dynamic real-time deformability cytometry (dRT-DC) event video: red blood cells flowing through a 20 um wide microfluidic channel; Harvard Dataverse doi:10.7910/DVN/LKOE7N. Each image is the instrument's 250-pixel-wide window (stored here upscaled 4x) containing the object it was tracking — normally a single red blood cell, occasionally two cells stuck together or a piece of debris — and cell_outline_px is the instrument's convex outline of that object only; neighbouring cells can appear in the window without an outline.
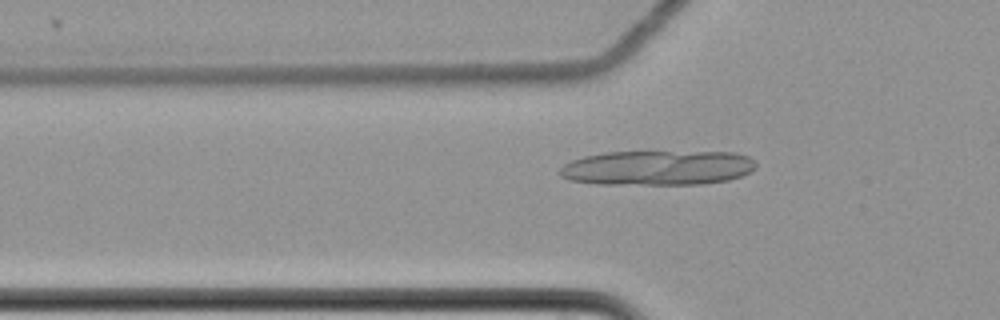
{"species": "common noctule bat (a hibernating species)", "species_latin": "Nyctalus noctula", "temperature_condition": "cold", "stored_images_in_passage": 47, "camera_frame_rate_fps": 3000, "um_per_image_px": 0.085, "animal": {"sex": "female", "body_mass_g": 22.7, "forearm_length_mm": 54.2}, "frame": {"image": 1, "passage_image": 10, "time_ms": 3.0, "image_size_px": [1000, 320], "cell_outline_px": [[756, 168], [740, 176], [728, 180], [704, 184], [596, 184], [568, 180], [560, 176], [560, 168], [564, 164], [572, 160], [584, 156], [604, 152], [736, 152], [748, 156], [756, 164]], "centroid_in_image_um": [55.87, 14.27], "position_along_channel_um": 69.9, "area_um2": 39.88}}
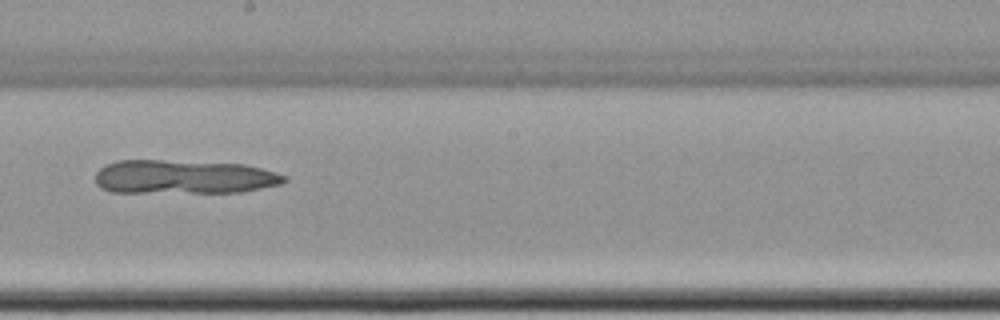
{"frame": {"image": 2, "passage_image": 24, "time_ms": 7.667, "image_size_px": [1000, 320], "cell_outline_px": [[288, 180], [280, 184], [244, 192], [112, 192], [100, 188], [96, 184], [96, 172], [104, 164], [120, 160], [164, 160], [244, 164], [276, 172], [284, 176]], "centroid_in_image_um": [15.59, 15.04], "position_along_channel_um": 232.6, "area_um2": 37.4}}
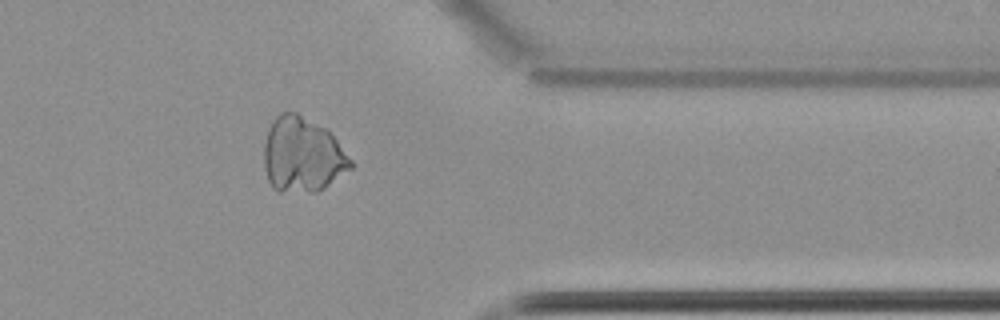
{"frame": {"image": 3, "passage_image": 38, "time_ms": 12.333, "image_size_px": [1000, 320], "cell_outline_px": [[352, 168], [324, 188], [316, 192], [280, 192], [272, 188], [268, 180], [264, 168], [264, 144], [268, 128], [272, 120], [280, 112], [296, 112], [328, 128], [352, 160]], "centroid_in_image_um": [25.7, 13.16], "position_along_channel_um": 385.7, "area_um2": 38.38}}